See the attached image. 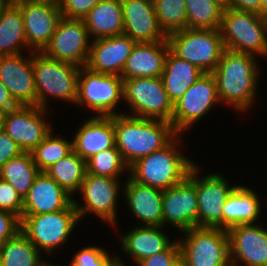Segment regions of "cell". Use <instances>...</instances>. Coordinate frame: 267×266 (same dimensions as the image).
Wrapping results in <instances>:
<instances>
[{
	"instance_id": "cell-19",
	"label": "cell",
	"mask_w": 267,
	"mask_h": 266,
	"mask_svg": "<svg viewBox=\"0 0 267 266\" xmlns=\"http://www.w3.org/2000/svg\"><path fill=\"white\" fill-rule=\"evenodd\" d=\"M227 233L232 266H239L238 263L267 266V229L255 224H241L229 228Z\"/></svg>"
},
{
	"instance_id": "cell-28",
	"label": "cell",
	"mask_w": 267,
	"mask_h": 266,
	"mask_svg": "<svg viewBox=\"0 0 267 266\" xmlns=\"http://www.w3.org/2000/svg\"><path fill=\"white\" fill-rule=\"evenodd\" d=\"M203 73L197 66L176 56L169 49L161 79L173 105Z\"/></svg>"
},
{
	"instance_id": "cell-6",
	"label": "cell",
	"mask_w": 267,
	"mask_h": 266,
	"mask_svg": "<svg viewBox=\"0 0 267 266\" xmlns=\"http://www.w3.org/2000/svg\"><path fill=\"white\" fill-rule=\"evenodd\" d=\"M170 50L178 57L212 73L225 50L219 29H189L167 36Z\"/></svg>"
},
{
	"instance_id": "cell-11",
	"label": "cell",
	"mask_w": 267,
	"mask_h": 266,
	"mask_svg": "<svg viewBox=\"0 0 267 266\" xmlns=\"http://www.w3.org/2000/svg\"><path fill=\"white\" fill-rule=\"evenodd\" d=\"M220 102L217 83L212 73H203L174 104L171 124L181 132L202 119L215 103Z\"/></svg>"
},
{
	"instance_id": "cell-25",
	"label": "cell",
	"mask_w": 267,
	"mask_h": 266,
	"mask_svg": "<svg viewBox=\"0 0 267 266\" xmlns=\"http://www.w3.org/2000/svg\"><path fill=\"white\" fill-rule=\"evenodd\" d=\"M73 139V150L85 161L93 155L115 146V131L112 117H90Z\"/></svg>"
},
{
	"instance_id": "cell-52",
	"label": "cell",
	"mask_w": 267,
	"mask_h": 266,
	"mask_svg": "<svg viewBox=\"0 0 267 266\" xmlns=\"http://www.w3.org/2000/svg\"><path fill=\"white\" fill-rule=\"evenodd\" d=\"M120 260V257H118V262L114 266H124L123 261Z\"/></svg>"
},
{
	"instance_id": "cell-37",
	"label": "cell",
	"mask_w": 267,
	"mask_h": 266,
	"mask_svg": "<svg viewBox=\"0 0 267 266\" xmlns=\"http://www.w3.org/2000/svg\"><path fill=\"white\" fill-rule=\"evenodd\" d=\"M86 166L89 174L111 178H119L123 170H129L116 146L93 155L86 161Z\"/></svg>"
},
{
	"instance_id": "cell-1",
	"label": "cell",
	"mask_w": 267,
	"mask_h": 266,
	"mask_svg": "<svg viewBox=\"0 0 267 266\" xmlns=\"http://www.w3.org/2000/svg\"><path fill=\"white\" fill-rule=\"evenodd\" d=\"M113 124L115 146L129 167L138 159L164 148L178 135L169 122L122 113L113 116Z\"/></svg>"
},
{
	"instance_id": "cell-35",
	"label": "cell",
	"mask_w": 267,
	"mask_h": 266,
	"mask_svg": "<svg viewBox=\"0 0 267 266\" xmlns=\"http://www.w3.org/2000/svg\"><path fill=\"white\" fill-rule=\"evenodd\" d=\"M73 151V141L64 138L54 137L52 131L43 139L38 146L31 151L34 163L37 168L44 172L61 158L66 157Z\"/></svg>"
},
{
	"instance_id": "cell-49",
	"label": "cell",
	"mask_w": 267,
	"mask_h": 266,
	"mask_svg": "<svg viewBox=\"0 0 267 266\" xmlns=\"http://www.w3.org/2000/svg\"><path fill=\"white\" fill-rule=\"evenodd\" d=\"M172 266H187L185 260L180 256Z\"/></svg>"
},
{
	"instance_id": "cell-32",
	"label": "cell",
	"mask_w": 267,
	"mask_h": 266,
	"mask_svg": "<svg viewBox=\"0 0 267 266\" xmlns=\"http://www.w3.org/2000/svg\"><path fill=\"white\" fill-rule=\"evenodd\" d=\"M40 172L31 152H23L2 166L0 178L9 182L24 198Z\"/></svg>"
},
{
	"instance_id": "cell-53",
	"label": "cell",
	"mask_w": 267,
	"mask_h": 266,
	"mask_svg": "<svg viewBox=\"0 0 267 266\" xmlns=\"http://www.w3.org/2000/svg\"><path fill=\"white\" fill-rule=\"evenodd\" d=\"M7 0H0V8L3 6V4L6 2Z\"/></svg>"
},
{
	"instance_id": "cell-29",
	"label": "cell",
	"mask_w": 267,
	"mask_h": 266,
	"mask_svg": "<svg viewBox=\"0 0 267 266\" xmlns=\"http://www.w3.org/2000/svg\"><path fill=\"white\" fill-rule=\"evenodd\" d=\"M83 21L95 39L122 35L124 22L121 0H101Z\"/></svg>"
},
{
	"instance_id": "cell-17",
	"label": "cell",
	"mask_w": 267,
	"mask_h": 266,
	"mask_svg": "<svg viewBox=\"0 0 267 266\" xmlns=\"http://www.w3.org/2000/svg\"><path fill=\"white\" fill-rule=\"evenodd\" d=\"M13 1L20 7L23 16L28 51L41 52L62 18L59 6L31 0Z\"/></svg>"
},
{
	"instance_id": "cell-14",
	"label": "cell",
	"mask_w": 267,
	"mask_h": 266,
	"mask_svg": "<svg viewBox=\"0 0 267 266\" xmlns=\"http://www.w3.org/2000/svg\"><path fill=\"white\" fill-rule=\"evenodd\" d=\"M47 109L38 106L19 105L3 113V130L17 143L23 152L33 151L53 130L46 121Z\"/></svg>"
},
{
	"instance_id": "cell-47",
	"label": "cell",
	"mask_w": 267,
	"mask_h": 266,
	"mask_svg": "<svg viewBox=\"0 0 267 266\" xmlns=\"http://www.w3.org/2000/svg\"><path fill=\"white\" fill-rule=\"evenodd\" d=\"M260 15H267V0H260Z\"/></svg>"
},
{
	"instance_id": "cell-31",
	"label": "cell",
	"mask_w": 267,
	"mask_h": 266,
	"mask_svg": "<svg viewBox=\"0 0 267 266\" xmlns=\"http://www.w3.org/2000/svg\"><path fill=\"white\" fill-rule=\"evenodd\" d=\"M71 196L79 191L87 173L86 161L74 150L44 171Z\"/></svg>"
},
{
	"instance_id": "cell-27",
	"label": "cell",
	"mask_w": 267,
	"mask_h": 266,
	"mask_svg": "<svg viewBox=\"0 0 267 266\" xmlns=\"http://www.w3.org/2000/svg\"><path fill=\"white\" fill-rule=\"evenodd\" d=\"M164 226L135 227L121 235L122 250L133 258L134 262L164 251L172 242L163 233Z\"/></svg>"
},
{
	"instance_id": "cell-26",
	"label": "cell",
	"mask_w": 267,
	"mask_h": 266,
	"mask_svg": "<svg viewBox=\"0 0 267 266\" xmlns=\"http://www.w3.org/2000/svg\"><path fill=\"white\" fill-rule=\"evenodd\" d=\"M257 194L248 187L237 185L222 207V229L241 224H255L261 213Z\"/></svg>"
},
{
	"instance_id": "cell-39",
	"label": "cell",
	"mask_w": 267,
	"mask_h": 266,
	"mask_svg": "<svg viewBox=\"0 0 267 266\" xmlns=\"http://www.w3.org/2000/svg\"><path fill=\"white\" fill-rule=\"evenodd\" d=\"M0 210L11 212L20 219L23 210V198L7 181L0 178Z\"/></svg>"
},
{
	"instance_id": "cell-24",
	"label": "cell",
	"mask_w": 267,
	"mask_h": 266,
	"mask_svg": "<svg viewBox=\"0 0 267 266\" xmlns=\"http://www.w3.org/2000/svg\"><path fill=\"white\" fill-rule=\"evenodd\" d=\"M169 49L168 41L136 43L127 58L122 79L161 77Z\"/></svg>"
},
{
	"instance_id": "cell-13",
	"label": "cell",
	"mask_w": 267,
	"mask_h": 266,
	"mask_svg": "<svg viewBox=\"0 0 267 266\" xmlns=\"http://www.w3.org/2000/svg\"><path fill=\"white\" fill-rule=\"evenodd\" d=\"M119 186L118 178L86 173L79 189L85 203L81 206L76 200L73 201L80 220L87 214L95 213L104 222L107 221V223H114L113 225H115Z\"/></svg>"
},
{
	"instance_id": "cell-2",
	"label": "cell",
	"mask_w": 267,
	"mask_h": 266,
	"mask_svg": "<svg viewBox=\"0 0 267 266\" xmlns=\"http://www.w3.org/2000/svg\"><path fill=\"white\" fill-rule=\"evenodd\" d=\"M255 57L257 56L225 49L212 72L220 101L231 104L241 112L250 108L256 99L260 71Z\"/></svg>"
},
{
	"instance_id": "cell-7",
	"label": "cell",
	"mask_w": 267,
	"mask_h": 266,
	"mask_svg": "<svg viewBox=\"0 0 267 266\" xmlns=\"http://www.w3.org/2000/svg\"><path fill=\"white\" fill-rule=\"evenodd\" d=\"M182 232L185 239L178 241L187 266H232L227 230L193 227Z\"/></svg>"
},
{
	"instance_id": "cell-41",
	"label": "cell",
	"mask_w": 267,
	"mask_h": 266,
	"mask_svg": "<svg viewBox=\"0 0 267 266\" xmlns=\"http://www.w3.org/2000/svg\"><path fill=\"white\" fill-rule=\"evenodd\" d=\"M181 256L179 241H173L164 251L138 261L139 266H172Z\"/></svg>"
},
{
	"instance_id": "cell-40",
	"label": "cell",
	"mask_w": 267,
	"mask_h": 266,
	"mask_svg": "<svg viewBox=\"0 0 267 266\" xmlns=\"http://www.w3.org/2000/svg\"><path fill=\"white\" fill-rule=\"evenodd\" d=\"M101 0H63L59 5L61 15L67 19L83 20Z\"/></svg>"
},
{
	"instance_id": "cell-23",
	"label": "cell",
	"mask_w": 267,
	"mask_h": 266,
	"mask_svg": "<svg viewBox=\"0 0 267 266\" xmlns=\"http://www.w3.org/2000/svg\"><path fill=\"white\" fill-rule=\"evenodd\" d=\"M124 184V196L132 215L144 225L163 226V190L137 183L130 176Z\"/></svg>"
},
{
	"instance_id": "cell-4",
	"label": "cell",
	"mask_w": 267,
	"mask_h": 266,
	"mask_svg": "<svg viewBox=\"0 0 267 266\" xmlns=\"http://www.w3.org/2000/svg\"><path fill=\"white\" fill-rule=\"evenodd\" d=\"M220 33L225 49L267 56V19L254 12L225 9Z\"/></svg>"
},
{
	"instance_id": "cell-33",
	"label": "cell",
	"mask_w": 267,
	"mask_h": 266,
	"mask_svg": "<svg viewBox=\"0 0 267 266\" xmlns=\"http://www.w3.org/2000/svg\"><path fill=\"white\" fill-rule=\"evenodd\" d=\"M40 251L19 231L14 237L6 240L0 247L2 266H39L41 260Z\"/></svg>"
},
{
	"instance_id": "cell-8",
	"label": "cell",
	"mask_w": 267,
	"mask_h": 266,
	"mask_svg": "<svg viewBox=\"0 0 267 266\" xmlns=\"http://www.w3.org/2000/svg\"><path fill=\"white\" fill-rule=\"evenodd\" d=\"M21 231L39 251L53 253L54 249L67 242L70 233L80 220L72 203L68 208L39 215H22ZM42 249V250H41Z\"/></svg>"
},
{
	"instance_id": "cell-50",
	"label": "cell",
	"mask_w": 267,
	"mask_h": 266,
	"mask_svg": "<svg viewBox=\"0 0 267 266\" xmlns=\"http://www.w3.org/2000/svg\"><path fill=\"white\" fill-rule=\"evenodd\" d=\"M3 130V113L0 112V132Z\"/></svg>"
},
{
	"instance_id": "cell-42",
	"label": "cell",
	"mask_w": 267,
	"mask_h": 266,
	"mask_svg": "<svg viewBox=\"0 0 267 266\" xmlns=\"http://www.w3.org/2000/svg\"><path fill=\"white\" fill-rule=\"evenodd\" d=\"M21 231L20 218L8 211L0 210V247Z\"/></svg>"
},
{
	"instance_id": "cell-3",
	"label": "cell",
	"mask_w": 267,
	"mask_h": 266,
	"mask_svg": "<svg viewBox=\"0 0 267 266\" xmlns=\"http://www.w3.org/2000/svg\"><path fill=\"white\" fill-rule=\"evenodd\" d=\"M178 134L164 148L138 159L129 167V175L142 185L166 190L183 181L195 163L181 155ZM178 147V148H177Z\"/></svg>"
},
{
	"instance_id": "cell-21",
	"label": "cell",
	"mask_w": 267,
	"mask_h": 266,
	"mask_svg": "<svg viewBox=\"0 0 267 266\" xmlns=\"http://www.w3.org/2000/svg\"><path fill=\"white\" fill-rule=\"evenodd\" d=\"M135 44L134 40L124 34L94 39L86 67L98 73L121 76Z\"/></svg>"
},
{
	"instance_id": "cell-22",
	"label": "cell",
	"mask_w": 267,
	"mask_h": 266,
	"mask_svg": "<svg viewBox=\"0 0 267 266\" xmlns=\"http://www.w3.org/2000/svg\"><path fill=\"white\" fill-rule=\"evenodd\" d=\"M74 199L45 172H40L23 198L22 215H39L68 208Z\"/></svg>"
},
{
	"instance_id": "cell-44",
	"label": "cell",
	"mask_w": 267,
	"mask_h": 266,
	"mask_svg": "<svg viewBox=\"0 0 267 266\" xmlns=\"http://www.w3.org/2000/svg\"><path fill=\"white\" fill-rule=\"evenodd\" d=\"M19 105L12 98L9 90L0 81V112L6 113L13 109H16Z\"/></svg>"
},
{
	"instance_id": "cell-12",
	"label": "cell",
	"mask_w": 267,
	"mask_h": 266,
	"mask_svg": "<svg viewBox=\"0 0 267 266\" xmlns=\"http://www.w3.org/2000/svg\"><path fill=\"white\" fill-rule=\"evenodd\" d=\"M89 37L83 20L62 17L55 33L41 52L49 58L83 67L89 59Z\"/></svg>"
},
{
	"instance_id": "cell-34",
	"label": "cell",
	"mask_w": 267,
	"mask_h": 266,
	"mask_svg": "<svg viewBox=\"0 0 267 266\" xmlns=\"http://www.w3.org/2000/svg\"><path fill=\"white\" fill-rule=\"evenodd\" d=\"M186 28L219 29L224 9L212 0H185Z\"/></svg>"
},
{
	"instance_id": "cell-5",
	"label": "cell",
	"mask_w": 267,
	"mask_h": 266,
	"mask_svg": "<svg viewBox=\"0 0 267 266\" xmlns=\"http://www.w3.org/2000/svg\"><path fill=\"white\" fill-rule=\"evenodd\" d=\"M79 66L33 53V70L37 106L48 109V96L76 103L78 97Z\"/></svg>"
},
{
	"instance_id": "cell-46",
	"label": "cell",
	"mask_w": 267,
	"mask_h": 266,
	"mask_svg": "<svg viewBox=\"0 0 267 266\" xmlns=\"http://www.w3.org/2000/svg\"><path fill=\"white\" fill-rule=\"evenodd\" d=\"M212 1H214L215 3H217L224 10L230 8V1L231 0H212Z\"/></svg>"
},
{
	"instance_id": "cell-20",
	"label": "cell",
	"mask_w": 267,
	"mask_h": 266,
	"mask_svg": "<svg viewBox=\"0 0 267 266\" xmlns=\"http://www.w3.org/2000/svg\"><path fill=\"white\" fill-rule=\"evenodd\" d=\"M124 31L136 43L167 41L161 30L153 0H121Z\"/></svg>"
},
{
	"instance_id": "cell-15",
	"label": "cell",
	"mask_w": 267,
	"mask_h": 266,
	"mask_svg": "<svg viewBox=\"0 0 267 266\" xmlns=\"http://www.w3.org/2000/svg\"><path fill=\"white\" fill-rule=\"evenodd\" d=\"M197 176L198 167L194 165V185L198 201L197 227L222 229V207L236 186L230 187L229 182L217 173L205 175L201 179Z\"/></svg>"
},
{
	"instance_id": "cell-48",
	"label": "cell",
	"mask_w": 267,
	"mask_h": 266,
	"mask_svg": "<svg viewBox=\"0 0 267 266\" xmlns=\"http://www.w3.org/2000/svg\"><path fill=\"white\" fill-rule=\"evenodd\" d=\"M31 1L49 3V4H53V5L59 6L62 3L63 0H31Z\"/></svg>"
},
{
	"instance_id": "cell-45",
	"label": "cell",
	"mask_w": 267,
	"mask_h": 266,
	"mask_svg": "<svg viewBox=\"0 0 267 266\" xmlns=\"http://www.w3.org/2000/svg\"><path fill=\"white\" fill-rule=\"evenodd\" d=\"M230 8L260 14V0H231Z\"/></svg>"
},
{
	"instance_id": "cell-10",
	"label": "cell",
	"mask_w": 267,
	"mask_h": 266,
	"mask_svg": "<svg viewBox=\"0 0 267 266\" xmlns=\"http://www.w3.org/2000/svg\"><path fill=\"white\" fill-rule=\"evenodd\" d=\"M121 100H124L121 76L98 73L86 66L80 68L76 105L86 104L97 116L112 117L119 114L115 109Z\"/></svg>"
},
{
	"instance_id": "cell-9",
	"label": "cell",
	"mask_w": 267,
	"mask_h": 266,
	"mask_svg": "<svg viewBox=\"0 0 267 266\" xmlns=\"http://www.w3.org/2000/svg\"><path fill=\"white\" fill-rule=\"evenodd\" d=\"M123 97L134 112L130 116L171 123L174 105L161 77L123 79Z\"/></svg>"
},
{
	"instance_id": "cell-51",
	"label": "cell",
	"mask_w": 267,
	"mask_h": 266,
	"mask_svg": "<svg viewBox=\"0 0 267 266\" xmlns=\"http://www.w3.org/2000/svg\"><path fill=\"white\" fill-rule=\"evenodd\" d=\"M39 266H56V265H52L51 263L49 264L48 262H46L45 260H44V262H42Z\"/></svg>"
},
{
	"instance_id": "cell-18",
	"label": "cell",
	"mask_w": 267,
	"mask_h": 266,
	"mask_svg": "<svg viewBox=\"0 0 267 266\" xmlns=\"http://www.w3.org/2000/svg\"><path fill=\"white\" fill-rule=\"evenodd\" d=\"M32 55L22 53L0 56V81L18 105L37 106V93Z\"/></svg>"
},
{
	"instance_id": "cell-38",
	"label": "cell",
	"mask_w": 267,
	"mask_h": 266,
	"mask_svg": "<svg viewBox=\"0 0 267 266\" xmlns=\"http://www.w3.org/2000/svg\"><path fill=\"white\" fill-rule=\"evenodd\" d=\"M69 266H114L118 256L110 257L101 247L88 246L80 249Z\"/></svg>"
},
{
	"instance_id": "cell-43",
	"label": "cell",
	"mask_w": 267,
	"mask_h": 266,
	"mask_svg": "<svg viewBox=\"0 0 267 266\" xmlns=\"http://www.w3.org/2000/svg\"><path fill=\"white\" fill-rule=\"evenodd\" d=\"M23 153L17 143L4 131L0 132V169L13 157Z\"/></svg>"
},
{
	"instance_id": "cell-30",
	"label": "cell",
	"mask_w": 267,
	"mask_h": 266,
	"mask_svg": "<svg viewBox=\"0 0 267 266\" xmlns=\"http://www.w3.org/2000/svg\"><path fill=\"white\" fill-rule=\"evenodd\" d=\"M22 45L28 47L23 16L20 7L7 0L0 8V56L19 54Z\"/></svg>"
},
{
	"instance_id": "cell-16",
	"label": "cell",
	"mask_w": 267,
	"mask_h": 266,
	"mask_svg": "<svg viewBox=\"0 0 267 266\" xmlns=\"http://www.w3.org/2000/svg\"><path fill=\"white\" fill-rule=\"evenodd\" d=\"M163 226L174 225L181 232L197 227L198 201L194 185V166L180 183L163 190Z\"/></svg>"
},
{
	"instance_id": "cell-36",
	"label": "cell",
	"mask_w": 267,
	"mask_h": 266,
	"mask_svg": "<svg viewBox=\"0 0 267 266\" xmlns=\"http://www.w3.org/2000/svg\"><path fill=\"white\" fill-rule=\"evenodd\" d=\"M158 24L166 36L186 28L185 0H153Z\"/></svg>"
}]
</instances>
